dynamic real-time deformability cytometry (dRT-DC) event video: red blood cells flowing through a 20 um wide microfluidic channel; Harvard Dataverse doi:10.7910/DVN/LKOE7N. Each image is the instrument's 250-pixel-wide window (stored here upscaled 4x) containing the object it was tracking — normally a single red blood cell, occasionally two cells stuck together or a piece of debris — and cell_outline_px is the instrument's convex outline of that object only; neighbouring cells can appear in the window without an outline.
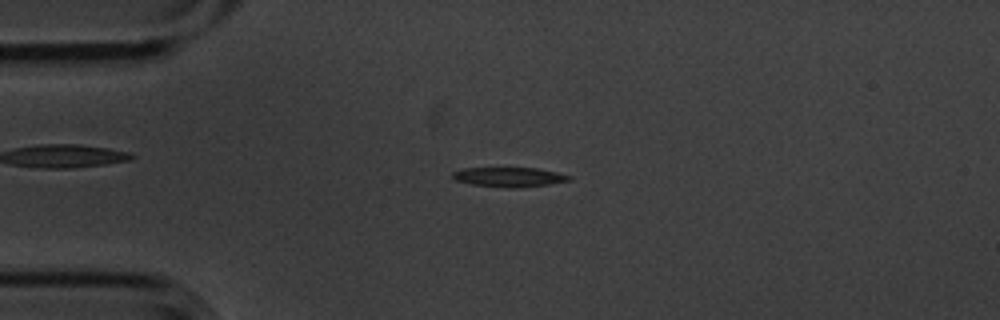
{"species": "common noctule bat (a hibernating species)", "species_latin": "Nyctalus noctula", "temperature_condition": "cold", "stored_images_in_passage": 3, "camera_frame_rate_fps": 3000, "um_per_image_px": 0.085, "animal": {"sex": "male", "body_mass_g": 20.1, "forearm_length_mm": 53.5}, "frame": {"image": 1, "passage_image": 3, "time_ms": 0.667, "image_size_px": [1000, 320], "cell_outline_px": [[572, 180], [548, 184], [520, 188], [508, 188], [472, 184], [456, 180], [452, 176], [452, 172], [464, 168], [536, 168], [556, 172], [572, 176]], "centroid_in_image_um": [43.3, 15.05], "position_along_channel_um": 41.7, "area_um2": 13.24}}